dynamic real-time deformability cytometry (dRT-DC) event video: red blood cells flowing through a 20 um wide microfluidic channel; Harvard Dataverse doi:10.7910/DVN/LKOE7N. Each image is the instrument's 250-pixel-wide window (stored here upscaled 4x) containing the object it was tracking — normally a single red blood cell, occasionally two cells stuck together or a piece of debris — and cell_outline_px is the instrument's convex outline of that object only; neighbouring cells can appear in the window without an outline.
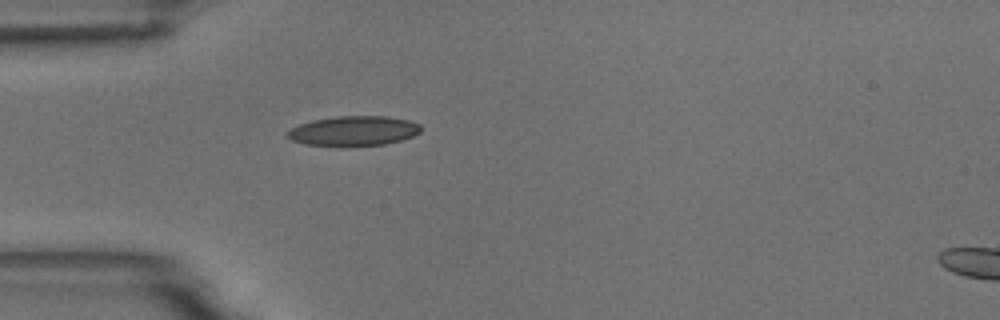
{"species": "common noctule bat (a hibernating species)", "species_latin": "Nyctalus noctula", "temperature_condition": "room temperature", "stored_images_in_passage": 39, "camera_frame_rate_fps": 3000, "um_per_image_px": 0.085, "animal": {"sex": "male", "body_mass_g": 18.8}, "frame": {"image": 1, "passage_image": 1, "time_ms": 0.0, "image_size_px": [1000, 320], "cell_outline_px": [[420, 132], [412, 136], [400, 140], [384, 144], [304, 144], [292, 140], [288, 136], [288, 132], [292, 128], [300, 124], [312, 120], [336, 116], [388, 116], [408, 120], [420, 124]], "centroid_in_image_um": [30.09, 11.09], "position_along_channel_um": 54.9, "area_um2": 22.37}}
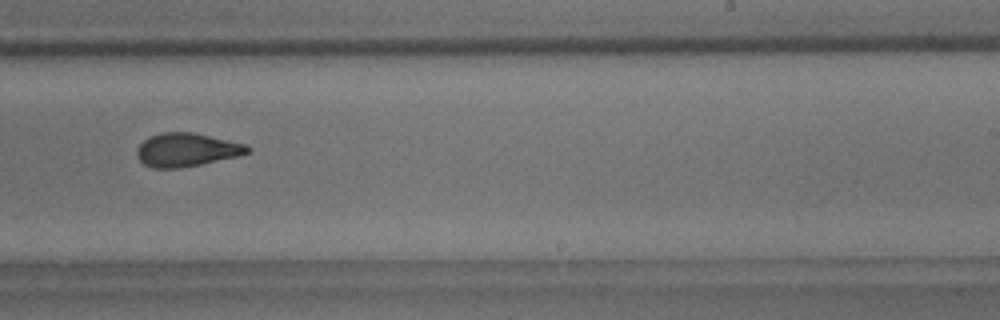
{"frame": {"image": 2, "passage_image": 19, "time_ms": 6.0, "image_size_px": [1000, 320], "cell_outline_px": [[252, 148], [248, 152], [236, 156], [200, 164], [180, 168], [152, 168], [144, 164], [136, 156], [136, 148], [144, 140], [160, 132], [192, 132], [244, 144]], "centroid_in_image_um": [15.8, 12.73], "position_along_channel_um": 273.2, "area_um2": 21.27}}
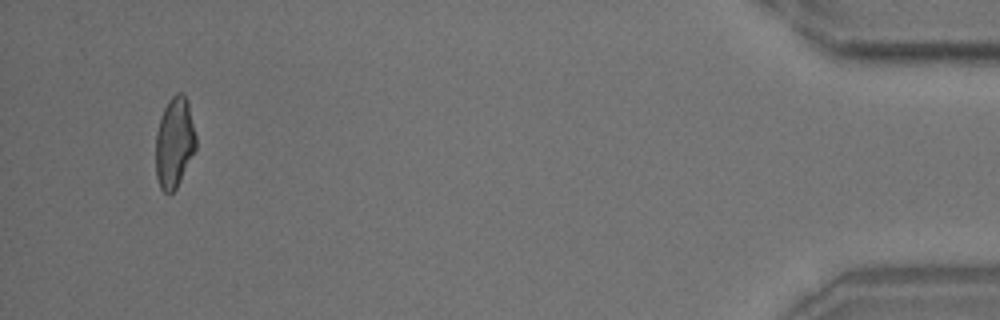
{"frame": {"image": 3, "passage_image": 37, "time_ms": 12.0, "image_size_px": [1000, 320], "cell_outline_px": [[196, 148], [176, 188], [172, 192], [164, 192], [160, 188], [156, 176], [156, 132], [160, 116], [168, 100], [176, 92], [180, 92], [188, 100], [196, 136]], "centroid_in_image_um": [14.82, 12.08], "position_along_channel_um": 420.4, "area_um2": 21.21}, "authors_computed_cell_mechanics": {"area_um2": 21.675, "velocity_mm_per_s": 3.732, "shape_relaxation_time_tau1_ms": 6.7343, "shape_relaxation_time_tau2_ms": 1.8495, "deformation_change_tau1": 0.1791, "deformation_change_tau2": 0.0975}}